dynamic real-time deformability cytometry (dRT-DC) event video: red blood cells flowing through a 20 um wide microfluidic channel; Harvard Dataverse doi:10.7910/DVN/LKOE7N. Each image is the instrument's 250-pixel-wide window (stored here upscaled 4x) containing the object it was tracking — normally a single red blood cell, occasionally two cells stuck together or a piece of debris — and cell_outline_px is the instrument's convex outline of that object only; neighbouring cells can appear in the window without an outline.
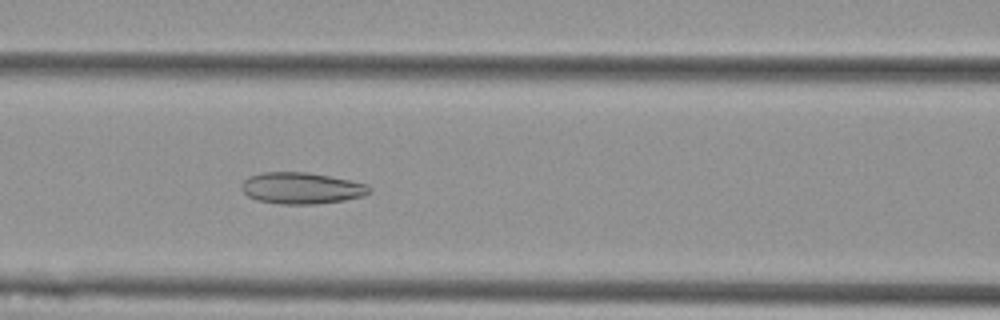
{"species": "Egyptian fruit bat (a non-hibernating species)", "species_latin": "Rousettus aegyptiacus", "temperature_condition": "cold", "stored_images_in_passage": 36, "camera_frame_rate_fps": 3000, "um_per_image_px": 0.085, "animal": {"sex": "female"}, "frame": {"image": 1, "passage_image": 10, "time_ms": 3.0, "image_size_px": [1000, 320], "cell_outline_px": [[372, 192], [364, 196], [344, 200], [316, 204], [280, 204], [256, 200], [248, 196], [240, 188], [240, 184], [248, 176], [260, 172], [308, 172], [368, 184], [372, 188]], "centroid_in_image_um": [25.61, 15.99], "position_along_channel_um": 141.0, "area_um2": 23.64}}
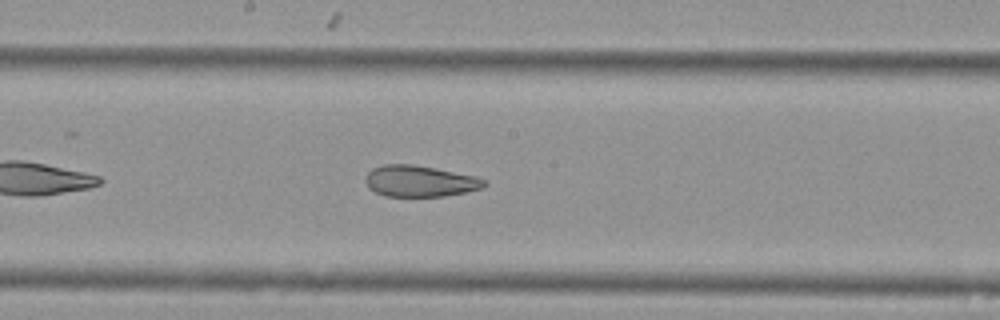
{"frame": {"image": 2, "passage_image": 16, "time_ms": 5.0, "image_size_px": [1000, 320], "cell_outline_px": [[488, 184], [484, 188], [444, 196], [384, 196], [368, 188], [364, 180], [368, 172], [372, 168], [384, 164], [412, 164], [436, 168], [476, 176], [484, 180]], "centroid_in_image_um": [35.67, 15.39], "position_along_channel_um": 212.5, "area_um2": 21.73}}
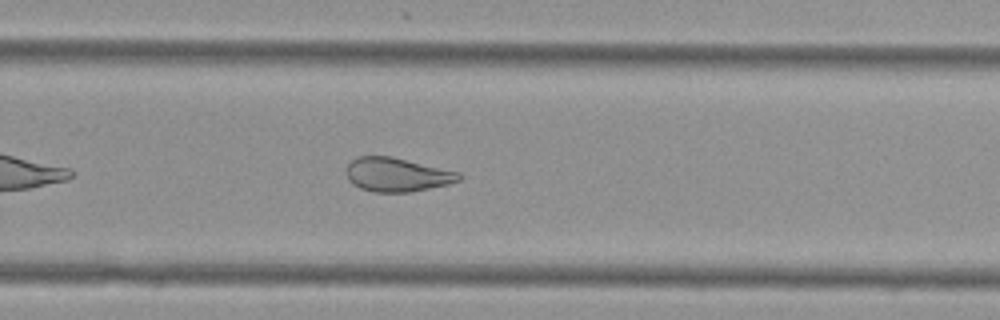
{"frame": {"image": 3, "passage_image": 23, "time_ms": 7.333, "image_size_px": [1000, 320], "cell_outline_px": [[460, 180], [448, 184], [412, 192], [372, 192], [360, 188], [352, 184], [348, 180], [348, 164], [356, 156], [392, 156], [460, 172]], "centroid_in_image_um": [33.74, 14.84], "position_along_channel_um": 296.1, "area_um2": 22.25}, "authors_computed_cell_mechanics": {"area_um2": 23.2934, "velocity_mm_per_s": 3.5919, "shape_relaxation_time_tau1_ms": null, "shape_relaxation_time_tau2_ms": 2.4803, "deformation_change_tau1": null, "deformation_change_tau2": 0.0892}}